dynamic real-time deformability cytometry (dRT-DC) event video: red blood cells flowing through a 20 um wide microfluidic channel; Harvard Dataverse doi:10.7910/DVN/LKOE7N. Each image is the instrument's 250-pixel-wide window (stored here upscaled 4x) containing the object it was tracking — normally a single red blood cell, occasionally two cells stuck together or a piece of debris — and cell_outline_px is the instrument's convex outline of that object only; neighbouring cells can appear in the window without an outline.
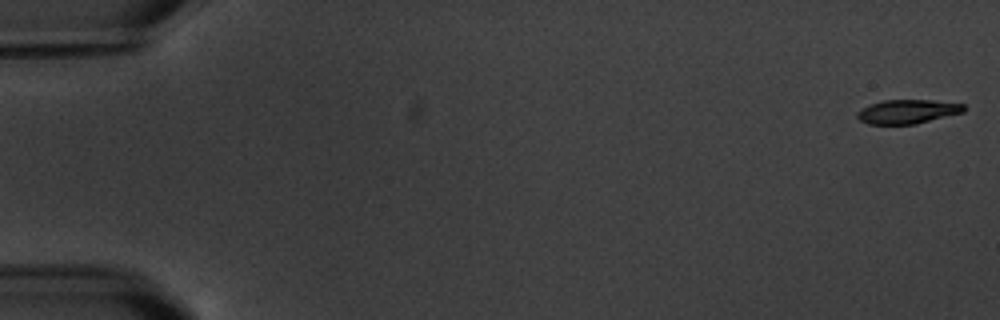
{"species": "common noctule bat (a hibernating species)", "species_latin": "Nyctalus noctula", "temperature_condition": "warm", "stored_images_in_passage": 5, "camera_frame_rate_fps": 3000, "um_per_image_px": 0.085, "animal": {"sex": "male", "body_mass_g": 20.1, "forearm_length_mm": 53.5}, "frame": {"image": 1, "passage_image": 1, "time_ms": 0.0, "image_size_px": [1000, 320], "cell_outline_px": [[964, 112], [916, 124], [868, 124], [860, 120], [856, 116], [856, 112], [860, 108], [884, 100], [932, 100], [964, 104]], "centroid_in_image_um": [77.12, 9.49], "position_along_channel_um": 7.9, "area_um2": 14.91}}
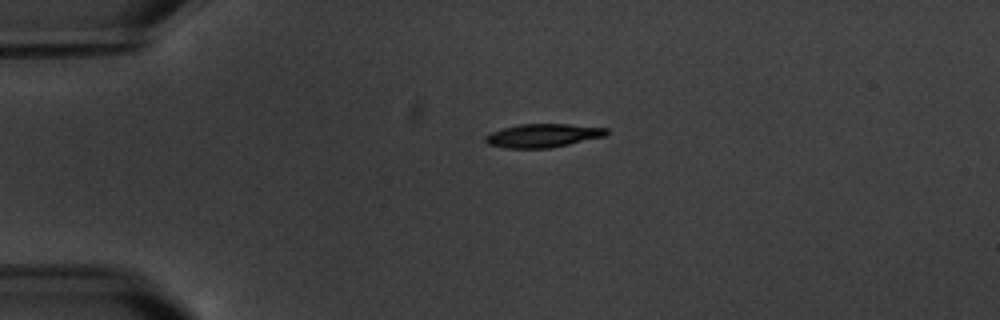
{"frame": {"image": 2, "passage_image": 4, "time_ms": 4.333, "image_size_px": [1000, 320], "cell_outline_px": [[608, 132], [604, 136], [568, 144], [548, 148], [504, 148], [488, 144], [484, 140], [484, 136], [492, 132], [504, 128], [520, 124], [568, 124], [608, 128]], "centroid_in_image_um": [46.12, 11.52], "position_along_channel_um": 38.9, "area_um2": 16.42}}